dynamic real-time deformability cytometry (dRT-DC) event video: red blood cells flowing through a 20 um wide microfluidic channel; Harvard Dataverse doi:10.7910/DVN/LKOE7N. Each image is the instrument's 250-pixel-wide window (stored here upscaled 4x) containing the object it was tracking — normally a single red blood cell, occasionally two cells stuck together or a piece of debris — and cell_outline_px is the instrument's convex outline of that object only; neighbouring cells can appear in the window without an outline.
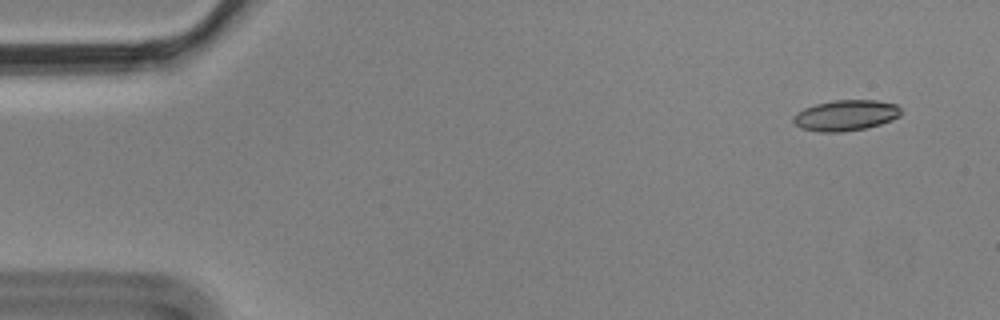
{"species": "Egyptian fruit bat (a non-hibernating species)", "species_latin": "Rousettus aegyptiacus", "temperature_condition": "cold", "stored_images_in_passage": 8, "camera_frame_rate_fps": 3000, "um_per_image_px": 0.085, "animal": {"sex": "male"}, "frame": {"image": 1, "passage_image": 1, "time_ms": 0.0, "image_size_px": [1000, 320], "cell_outline_px": [[900, 116], [880, 124], [864, 128], [840, 132], [820, 132], [800, 128], [792, 120], [792, 116], [796, 112], [804, 108], [816, 104], [832, 100], [876, 100], [896, 104], [900, 108]], "centroid_in_image_um": [71.85, 9.8], "position_along_channel_um": 13.2, "area_um2": 19.25}}
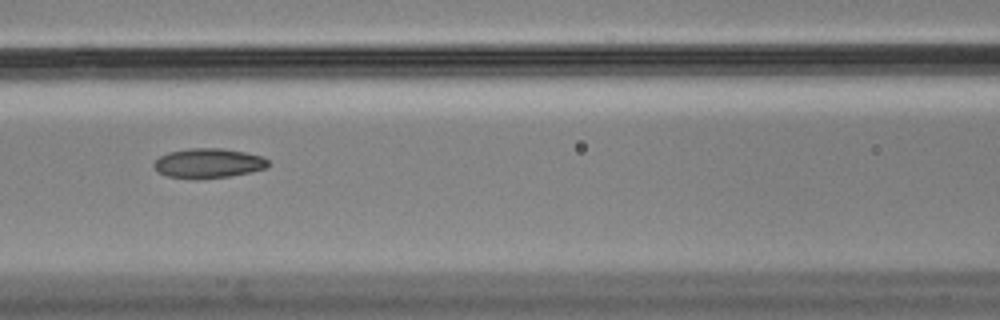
{"frame": {"image": 2, "passage_image": 7, "time_ms": 2.0, "image_size_px": [1000, 320], "cell_outline_px": [[268, 168], [252, 172], [228, 176], [196, 180], [168, 176], [160, 172], [152, 164], [160, 156], [168, 152], [188, 148], [224, 148], [264, 156], [268, 160]], "centroid_in_image_um": [17.74, 13.87], "position_along_channel_um": 148.9, "area_um2": 19.94}}
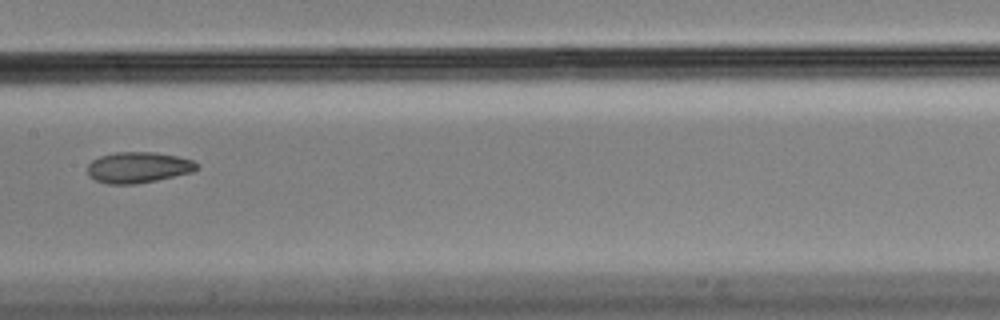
{"frame": {"image": 3, "passage_image": 8, "time_ms": 2.333, "image_size_px": [1000, 320], "cell_outline_px": [[196, 168], [192, 172], [156, 180], [136, 184], [108, 184], [96, 180], [88, 176], [88, 164], [92, 160], [100, 156], [116, 152], [156, 152], [176, 156], [192, 160], [196, 164]], "centroid_in_image_um": [11.7, 14.23], "position_along_channel_um": 195.7, "area_um2": 19.54}}